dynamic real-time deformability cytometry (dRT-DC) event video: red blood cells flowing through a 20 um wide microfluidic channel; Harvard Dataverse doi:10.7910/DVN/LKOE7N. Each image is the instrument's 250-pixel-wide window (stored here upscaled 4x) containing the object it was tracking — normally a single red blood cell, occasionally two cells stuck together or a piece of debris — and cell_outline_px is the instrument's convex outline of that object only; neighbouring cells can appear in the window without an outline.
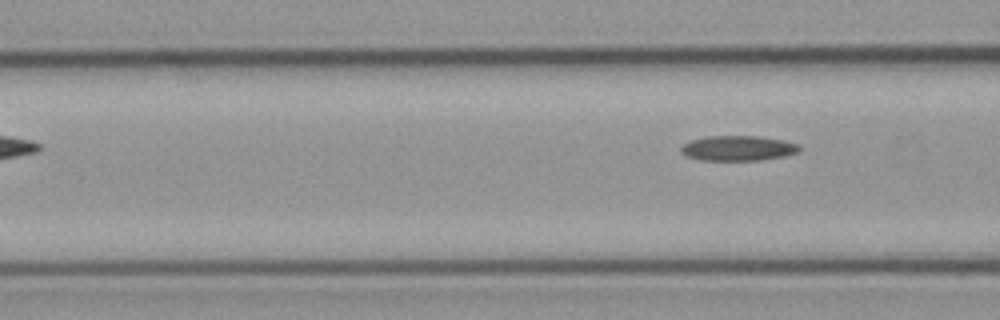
{"species": "common noctule bat (a hibernating species)", "species_latin": "Nyctalus noctula", "temperature_condition": "cold", "stored_images_in_passage": 3, "camera_frame_rate_fps": 3000, "um_per_image_px": 0.085, "animal": {"sex": "male", "body_mass_g": 23.1, "forearm_length_mm": 52.7}, "frame": {"image": 1, "passage_image": 3, "time_ms": 3.333, "image_size_px": [1000, 320], "cell_outline_px": [[800, 152], [784, 156], [760, 160], [704, 160], [688, 156], [680, 152], [680, 148], [684, 144], [692, 140], [708, 136], [760, 136], [784, 140], [800, 144]], "centroid_in_image_um": [62.79, 12.59], "position_along_channel_um": 103.8, "area_um2": 17.28}}